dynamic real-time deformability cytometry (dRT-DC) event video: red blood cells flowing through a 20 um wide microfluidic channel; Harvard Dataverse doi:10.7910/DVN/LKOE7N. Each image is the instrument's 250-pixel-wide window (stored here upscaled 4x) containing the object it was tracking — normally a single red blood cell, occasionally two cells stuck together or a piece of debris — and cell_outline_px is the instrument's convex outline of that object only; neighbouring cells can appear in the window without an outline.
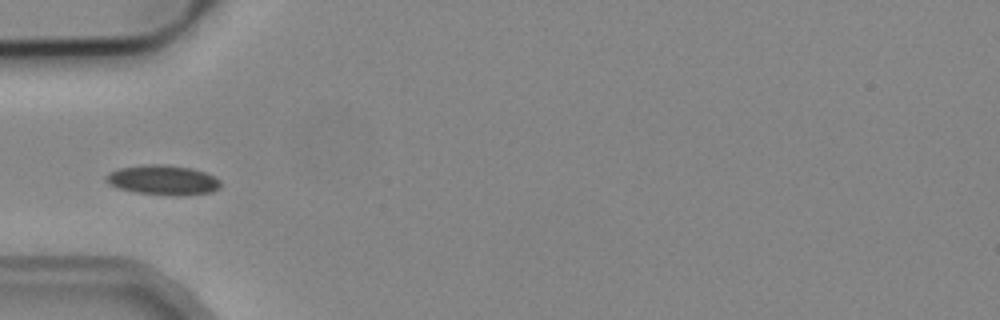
{"species": "common noctule bat (a hibernating species)", "species_latin": "Nyctalus noctula", "temperature_condition": "cold", "stored_images_in_passage": 5, "camera_frame_rate_fps": 3000, "um_per_image_px": 0.085, "animal": {"sex": "male", "body_mass_g": 19.2, "forearm_length_mm": 51.8}, "frame": {"image": 1, "passage_image": 5, "time_ms": 1.333, "image_size_px": [1000, 320], "cell_outline_px": [[220, 188], [212, 192], [172, 196], [136, 192], [120, 188], [108, 184], [104, 180], [104, 176], [108, 172], [116, 168], [140, 164], [164, 164], [192, 168], [216, 176], [220, 180]], "centroid_in_image_um": [13.82, 15.28], "position_along_channel_um": 71.2, "area_um2": 20.23}}